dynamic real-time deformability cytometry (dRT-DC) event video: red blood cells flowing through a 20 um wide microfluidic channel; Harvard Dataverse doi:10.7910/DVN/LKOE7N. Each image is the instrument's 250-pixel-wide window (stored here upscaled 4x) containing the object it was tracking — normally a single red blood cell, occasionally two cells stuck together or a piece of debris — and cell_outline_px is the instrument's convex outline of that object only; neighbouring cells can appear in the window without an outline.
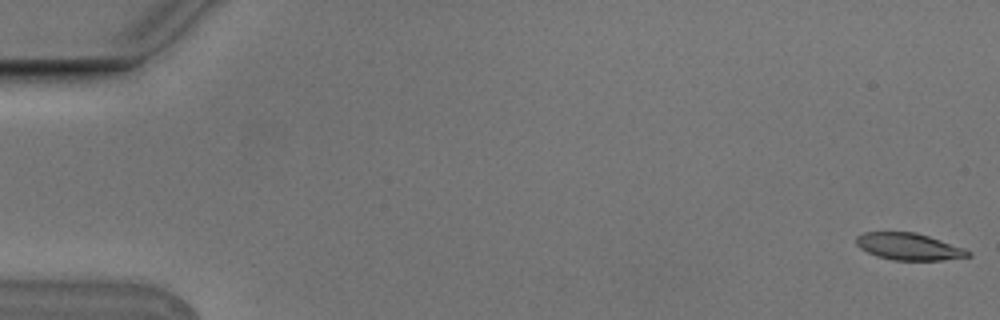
{"species": "Egyptian fruit bat (a non-hibernating species)", "species_latin": "Rousettus aegyptiacus", "temperature_condition": "cold", "stored_images_in_passage": 8, "camera_frame_rate_fps": 3000, "um_per_image_px": 0.085, "animal": {"sex": "male"}, "frame": {"image": 1, "passage_image": 1, "time_ms": 0.0, "image_size_px": [1000, 320], "cell_outline_px": [[972, 256], [940, 260], [892, 260], [876, 256], [860, 248], [856, 244], [856, 236], [864, 232], [916, 232], [964, 248], [972, 252]], "centroid_in_image_um": [77.24, 20.96], "position_along_channel_um": 7.8, "area_um2": 17.51}}
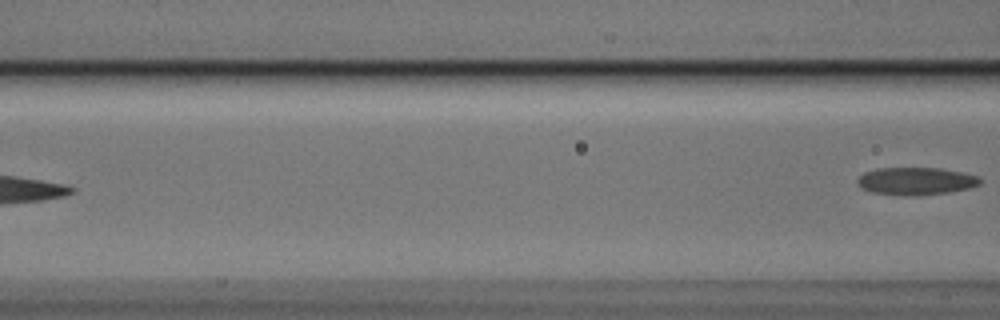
{"frame": {"image": 2, "passage_image": 8, "time_ms": 2.333, "image_size_px": [1000, 320], "cell_outline_px": [[984, 180], [980, 184], [968, 188], [948, 192], [912, 196], [904, 196], [872, 192], [864, 188], [856, 180], [864, 172], [876, 168], [940, 168], [964, 172], [980, 176]], "centroid_in_image_um": [77.91, 15.38], "position_along_channel_um": 88.7, "area_um2": 19.77}}